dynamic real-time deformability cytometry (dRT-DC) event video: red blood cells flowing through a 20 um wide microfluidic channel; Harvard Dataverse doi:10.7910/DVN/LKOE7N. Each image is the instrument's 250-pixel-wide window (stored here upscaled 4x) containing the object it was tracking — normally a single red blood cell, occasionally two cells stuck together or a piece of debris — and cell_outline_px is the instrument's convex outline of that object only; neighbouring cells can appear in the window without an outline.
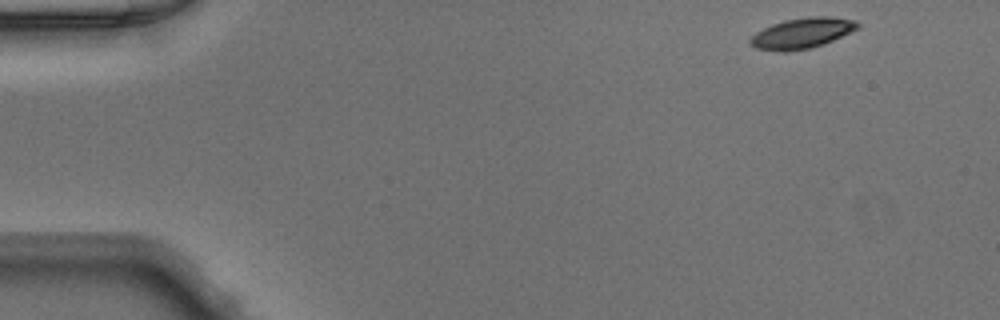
{"species": "Egyptian fruit bat (a non-hibernating species)", "species_latin": "Rousettus aegyptiacus", "temperature_condition": "warm", "stored_images_in_passage": 46, "camera_frame_rate_fps": 3000, "um_per_image_px": 0.085, "animal": {"sex": "male"}, "frame": {"image": 1, "passage_image": 1, "time_ms": 0.0, "image_size_px": [1000, 320], "cell_outline_px": [[860, 28], [832, 40], [808, 48], [784, 52], [756, 48], [748, 44], [748, 40], [756, 32], [772, 24], [784, 20], [812, 16], [828, 16], [856, 20], [860, 24]], "centroid_in_image_um": [68.16, 2.81], "position_along_channel_um": 16.8, "area_um2": 18.96}}
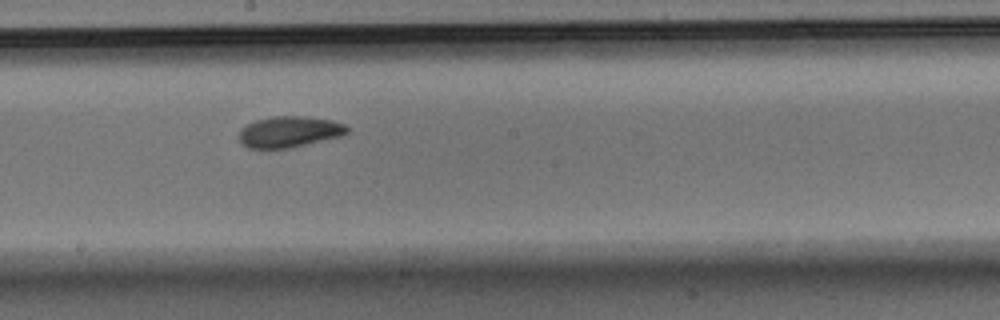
{"frame": {"image": 2, "passage_image": 24, "time_ms": 7.667, "image_size_px": [1000, 320], "cell_outline_px": [[348, 132], [344, 136], [288, 148], [248, 148], [236, 136], [240, 128], [256, 120], [272, 116], [308, 116], [332, 120], [344, 124], [348, 128]], "centroid_in_image_um": [24.59, 11.19], "position_along_channel_um": 223.6, "area_um2": 19.77}}
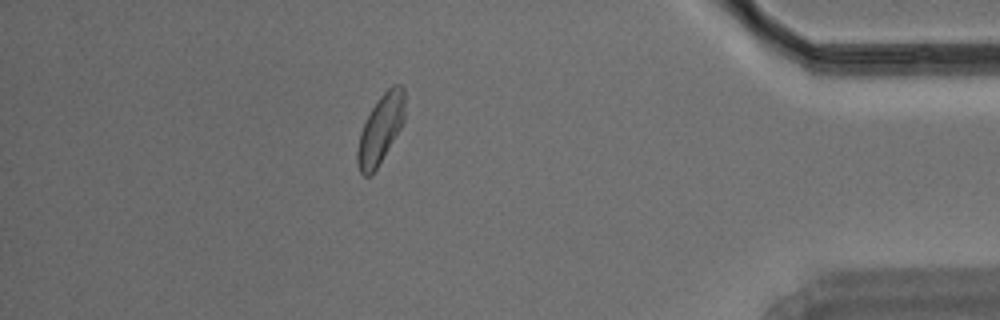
{"frame": {"image": 3, "passage_image": 40, "time_ms": 13.0, "image_size_px": [1000, 320], "cell_outline_px": [[404, 120], [400, 128], [376, 168], [368, 176], [364, 176], [360, 172], [356, 164], [356, 152], [360, 132], [372, 108], [380, 96], [392, 84], [400, 84], [404, 88]], "centroid_in_image_um": [32.33, 10.96], "position_along_channel_um": 402.9, "area_um2": 18.61}}